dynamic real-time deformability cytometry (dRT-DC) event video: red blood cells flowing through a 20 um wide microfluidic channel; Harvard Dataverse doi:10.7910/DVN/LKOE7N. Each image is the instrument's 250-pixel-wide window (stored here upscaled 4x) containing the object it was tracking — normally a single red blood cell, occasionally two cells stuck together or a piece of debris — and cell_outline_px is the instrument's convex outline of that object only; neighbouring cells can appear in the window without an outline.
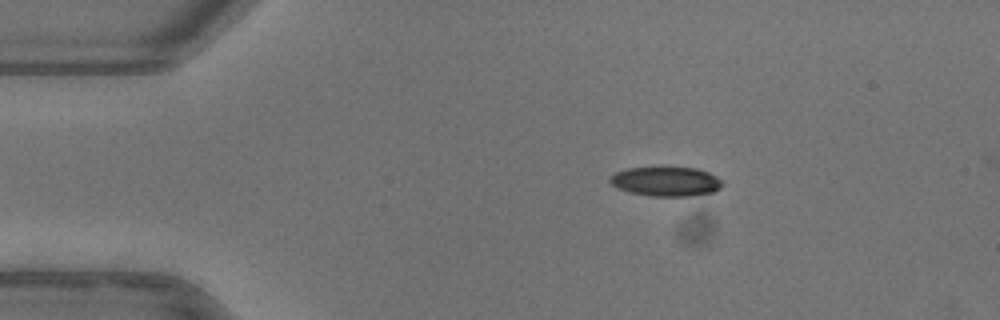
{"species": "common noctule bat (a hibernating species)", "species_latin": "Nyctalus noctula", "temperature_condition": "warm", "stored_images_in_passage": 10, "camera_frame_rate_fps": 3000, "um_per_image_px": 0.085, "animal": {"sex": "female"}, "frame": {"image": 1, "passage_image": 1, "time_ms": 0.0, "image_size_px": [1000, 320], "cell_outline_px": [[724, 184], [720, 188], [712, 192], [688, 196], [648, 196], [628, 192], [616, 188], [608, 180], [616, 172], [628, 168], [696, 168], [708, 172], [716, 176]], "centroid_in_image_um": [56.59, 15.44], "position_along_channel_um": 28.4, "area_um2": 19.13}}
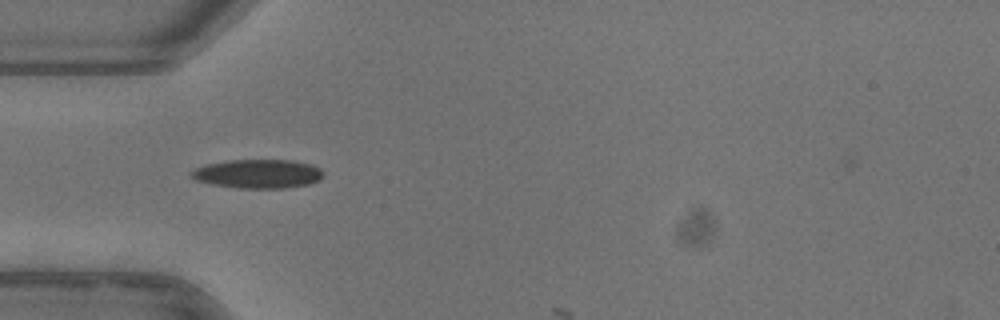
{"frame": {"image": 2, "passage_image": 8, "time_ms": 2.333, "image_size_px": [1000, 320], "cell_outline_px": [[324, 176], [320, 180], [308, 184], [284, 188], [236, 188], [212, 184], [196, 180], [188, 176], [188, 172], [204, 164], [228, 160], [292, 160], [312, 164], [320, 168], [324, 172]], "centroid_in_image_um": [21.91, 14.77], "position_along_channel_um": 63.1, "area_um2": 22.54}}